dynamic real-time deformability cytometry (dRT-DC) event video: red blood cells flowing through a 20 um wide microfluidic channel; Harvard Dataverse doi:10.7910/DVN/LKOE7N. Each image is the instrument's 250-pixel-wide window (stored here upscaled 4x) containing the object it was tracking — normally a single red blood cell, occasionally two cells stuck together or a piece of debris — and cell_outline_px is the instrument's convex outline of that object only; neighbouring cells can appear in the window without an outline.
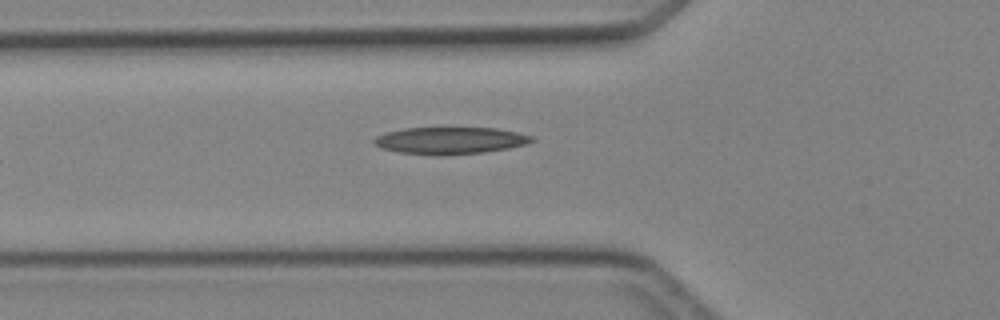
{"species": "Egyptian fruit bat (a non-hibernating species)", "species_latin": "Rousettus aegyptiacus", "temperature_condition": "cold", "stored_images_in_passage": 4, "camera_frame_rate_fps": 3000, "um_per_image_px": 0.085, "animal": {"sex": "female"}, "frame": {"image": 1, "passage_image": 4, "time_ms": 4.333, "image_size_px": [1000, 320], "cell_outline_px": [[536, 140], [524, 144], [508, 148], [484, 152], [440, 156], [436, 156], [400, 152], [380, 148], [372, 140], [376, 136], [388, 132], [404, 128], [496, 128], [536, 136]], "centroid_in_image_um": [38.28, 11.95], "position_along_channel_um": 87.5, "area_um2": 24.85}}